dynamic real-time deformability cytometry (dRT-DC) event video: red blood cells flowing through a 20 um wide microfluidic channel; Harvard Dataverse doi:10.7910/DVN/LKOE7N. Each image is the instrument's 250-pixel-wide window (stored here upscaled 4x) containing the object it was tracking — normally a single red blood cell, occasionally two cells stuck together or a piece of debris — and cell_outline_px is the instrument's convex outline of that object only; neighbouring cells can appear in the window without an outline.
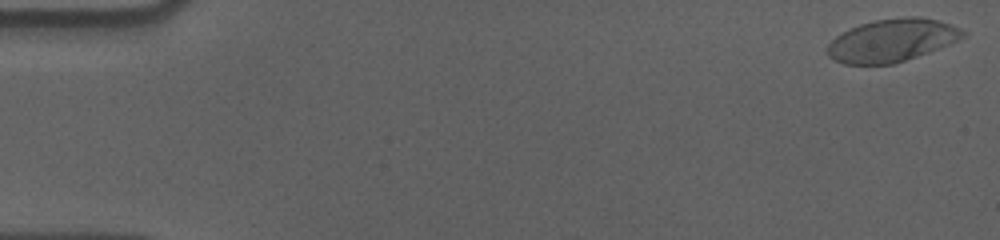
{"species": "human", "species_latin": "Homo sapiens", "temperature_condition": "cold", "stored_images_in_passage": 57, "camera_frame_rate_fps": 3000, "um_per_image_px": 0.085, "donor": {"sex": "male"}, "frame": {"image": 1, "passage_image": 1, "time_ms": 0.0, "image_size_px": [1000, 240], "cell_outline_px": [[968, 32], [964, 36], [948, 44], [928, 52], [892, 64], [844, 64], [828, 56], [828, 44], [836, 36], [860, 24], [876, 20], [908, 16], [920, 16], [936, 20], [960, 28]], "centroid_in_image_um": [75.81, 3.42], "position_along_channel_um": 9.2, "area_um2": 33.18}}
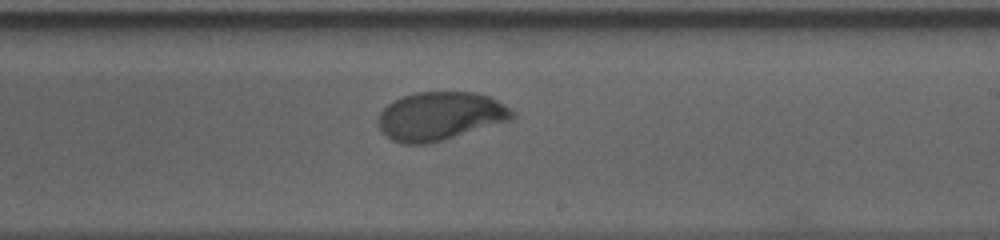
{"frame": {"image": 2, "passage_image": 34, "time_ms": 11.0, "image_size_px": [1000, 240], "cell_outline_px": [[516, 116], [512, 120], [444, 140], [428, 144], [404, 144], [392, 140], [380, 128], [376, 120], [380, 112], [388, 104], [404, 96], [416, 92], [476, 92], [488, 96], [496, 100], [516, 112]], "centroid_in_image_um": [37.43, 9.88], "position_along_channel_um": 251.6, "area_um2": 37.86}}
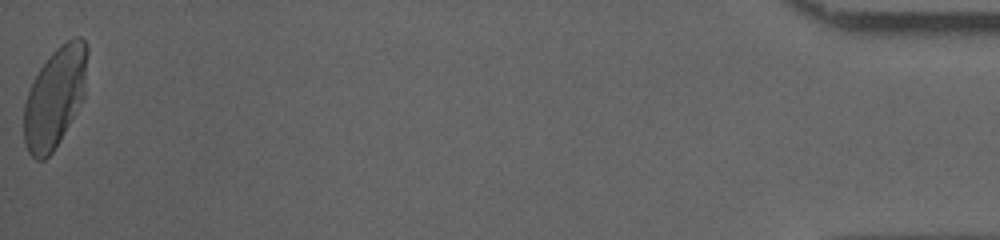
{"frame": {"image": 3, "passage_image": 57, "time_ms": 18.667, "image_size_px": [1000, 240], "cell_outline_px": [[88, 52], [84, 96], [52, 152], [44, 160], [36, 160], [28, 152], [24, 140], [24, 104], [28, 92], [40, 68], [52, 52], [60, 44], [76, 36], [80, 36], [88, 44]], "centroid_in_image_um": [4.67, 8.23], "position_along_channel_um": 430.5, "area_um2": 36.59}, "authors_computed_cell_mechanics": {"area_um2": 37.0498, "velocity_mm_per_s": 3.5659, "shape_relaxation_time_tau1_ms": 4.2181, "shape_relaxation_time_tau2_ms": null, "deformation_change_tau1": 0.1611, "deformation_change_tau2": null}}